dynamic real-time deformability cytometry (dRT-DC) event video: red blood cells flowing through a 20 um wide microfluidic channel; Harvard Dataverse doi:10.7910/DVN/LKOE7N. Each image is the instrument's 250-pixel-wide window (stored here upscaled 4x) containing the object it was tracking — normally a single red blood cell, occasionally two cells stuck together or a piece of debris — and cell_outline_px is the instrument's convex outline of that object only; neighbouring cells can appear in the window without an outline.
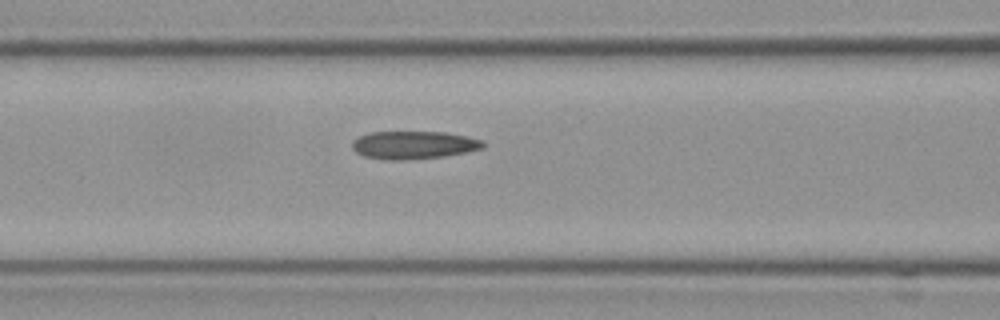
{"species": "Egyptian fruit bat (a non-hibernating species)", "species_latin": "Rousettus aegyptiacus", "temperature_condition": "cold", "stored_images_in_passage": 6, "camera_frame_rate_fps": 3000, "um_per_image_px": 0.085, "frame": {"image": 1, "passage_image": 6, "time_ms": 1.667, "image_size_px": [1000, 320], "cell_outline_px": [[484, 148], [444, 156], [404, 160], [388, 160], [364, 156], [356, 152], [352, 148], [352, 140], [368, 132], [444, 132], [468, 136], [484, 140]], "centroid_in_image_um": [35.16, 12.32], "position_along_channel_um": 131.4, "area_um2": 21.33}}